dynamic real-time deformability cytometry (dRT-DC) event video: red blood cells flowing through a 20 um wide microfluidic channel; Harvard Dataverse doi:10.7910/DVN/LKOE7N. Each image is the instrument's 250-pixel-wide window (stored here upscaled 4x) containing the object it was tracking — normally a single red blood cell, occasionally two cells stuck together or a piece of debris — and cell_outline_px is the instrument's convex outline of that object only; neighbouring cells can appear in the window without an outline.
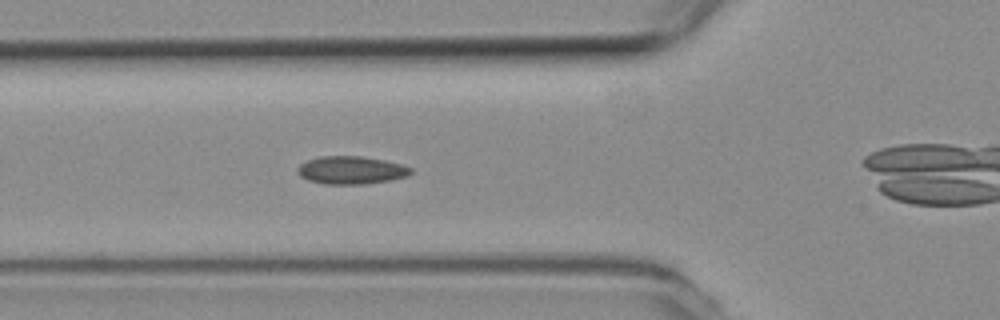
{"species": "common noctule bat (a hibernating species)", "species_latin": "Nyctalus noctula", "temperature_condition": "room temperature", "stored_images_in_passage": 5, "camera_frame_rate_fps": 3000, "um_per_image_px": 0.085, "animal": {"sex": "female", "body_mass_g": 19.3, "forearm_length_mm": 54.1}, "frame": {"image": 1, "passage_image": 4, "time_ms": 1.0, "image_size_px": [1000, 320], "cell_outline_px": [[412, 172], [408, 176], [388, 180], [364, 184], [324, 184], [308, 180], [300, 176], [296, 172], [296, 168], [300, 164], [308, 160], [320, 156], [360, 156], [384, 160], [404, 164], [412, 168]], "centroid_in_image_um": [29.84, 14.46], "position_along_channel_um": 96.0, "area_um2": 18.5}}